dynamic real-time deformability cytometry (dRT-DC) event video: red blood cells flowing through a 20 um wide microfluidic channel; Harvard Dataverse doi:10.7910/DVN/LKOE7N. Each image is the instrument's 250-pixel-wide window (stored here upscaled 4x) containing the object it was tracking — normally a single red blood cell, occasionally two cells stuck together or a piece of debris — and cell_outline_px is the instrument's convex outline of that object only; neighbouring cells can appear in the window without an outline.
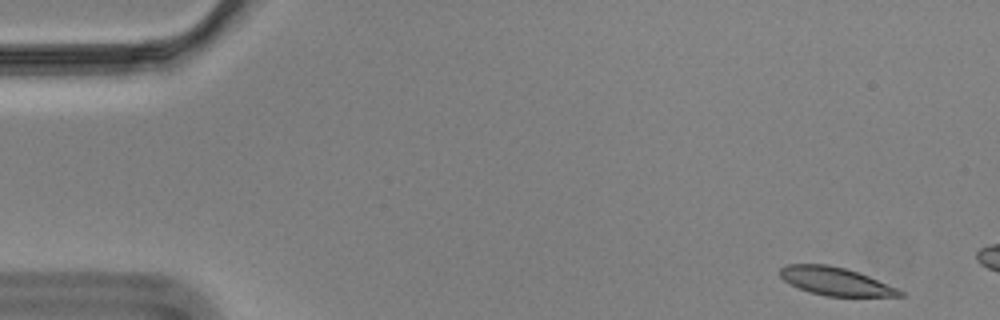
{"species": "Egyptian fruit bat (a non-hibernating species)", "species_latin": "Rousettus aegyptiacus", "temperature_condition": "cold", "stored_images_in_passage": 10, "camera_frame_rate_fps": 3000, "um_per_image_px": 0.085, "animal": {"sex": "male"}, "frame": {"image": 1, "passage_image": 2, "time_ms": 0.333, "image_size_px": [1000, 320], "cell_outline_px": [[904, 296], [824, 296], [808, 292], [788, 284], [780, 276], [780, 268], [788, 264], [828, 264], [844, 268], [868, 276], [896, 288], [904, 292]], "centroid_in_image_um": [70.96, 23.91], "position_along_channel_um": 14.0, "area_um2": 19.48}}